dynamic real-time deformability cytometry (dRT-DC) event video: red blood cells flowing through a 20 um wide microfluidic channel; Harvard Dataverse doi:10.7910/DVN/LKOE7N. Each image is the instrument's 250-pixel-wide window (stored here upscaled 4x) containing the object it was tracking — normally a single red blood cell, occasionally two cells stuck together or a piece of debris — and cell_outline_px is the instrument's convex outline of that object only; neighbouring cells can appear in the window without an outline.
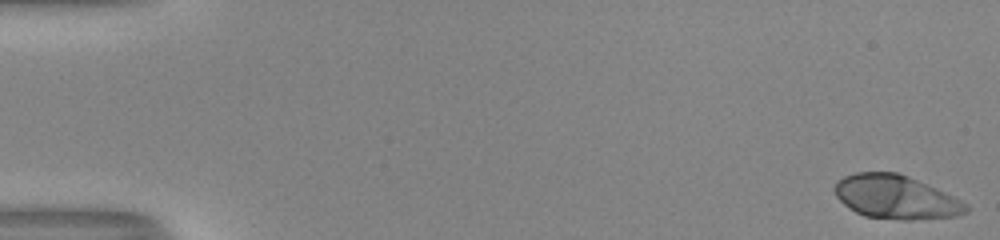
{"species": "human", "species_latin": "Homo sapiens", "temperature_condition": "room temperature", "stored_images_in_passage": 53, "camera_frame_rate_fps": 3000, "um_per_image_px": 0.085, "donor": {"sex": "male"}, "frame": {"image": 1, "passage_image": 1, "time_ms": 0.0, "image_size_px": [1000, 240], "cell_outline_px": [[968, 212], [956, 216], [912, 220], [900, 220], [864, 216], [848, 208], [836, 196], [832, 188], [836, 180], [844, 176], [856, 172], [896, 172], [908, 176], [944, 192], [968, 204]], "centroid_in_image_um": [76.1, 16.75], "position_along_channel_um": 8.9, "area_um2": 33.52}}
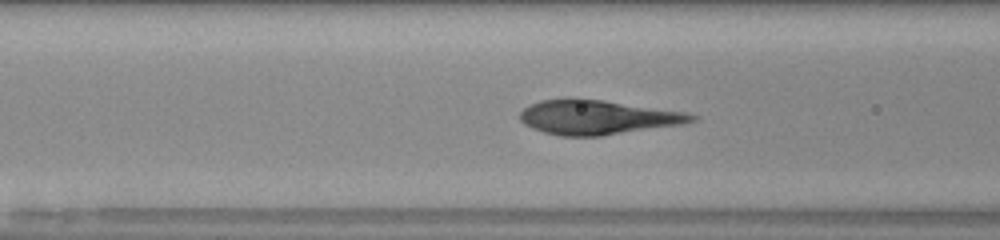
{"frame": {"image": 2, "passage_image": 22, "time_ms": 7.0, "image_size_px": [1000, 240], "cell_outline_px": [[700, 116], [696, 120], [684, 124], [600, 136], [560, 136], [544, 132], [532, 128], [524, 124], [520, 120], [520, 112], [524, 108], [540, 100], [564, 96], [576, 96], [688, 112]], "centroid_in_image_um": [50.79, 9.94], "position_along_channel_um": 115.8, "area_um2": 35.2}}
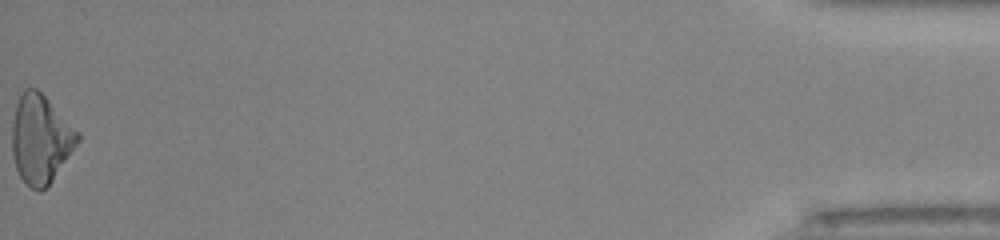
{"frame": {"image": 3, "passage_image": 53, "time_ms": 17.333, "image_size_px": [1000, 240], "cell_outline_px": [[80, 140], [52, 180], [40, 192], [32, 188], [20, 176], [16, 168], [12, 152], [12, 124], [16, 104], [24, 88], [36, 88], [80, 132]], "centroid_in_image_um": [3.45, 11.81], "position_along_channel_um": 431.8, "area_um2": 33.41}}